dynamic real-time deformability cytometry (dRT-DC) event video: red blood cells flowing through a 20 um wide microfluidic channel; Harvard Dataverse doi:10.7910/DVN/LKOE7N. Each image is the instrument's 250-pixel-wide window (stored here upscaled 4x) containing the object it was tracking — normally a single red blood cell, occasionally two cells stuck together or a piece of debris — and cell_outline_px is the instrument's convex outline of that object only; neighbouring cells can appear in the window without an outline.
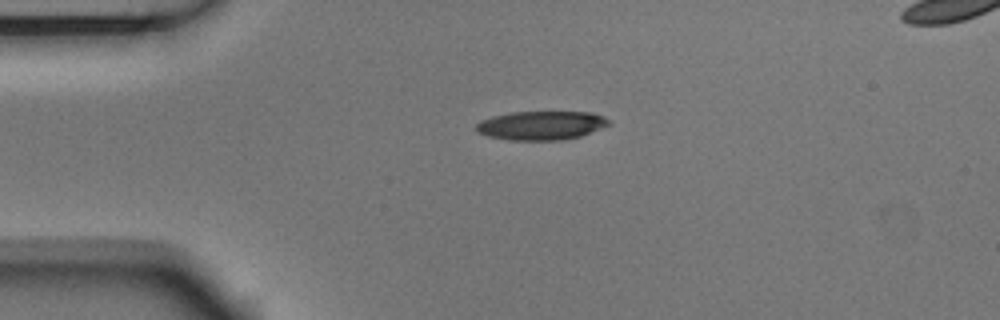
{"species": "Egyptian fruit bat (a non-hibernating species)", "species_latin": "Rousettus aegyptiacus", "temperature_condition": "room temperature", "stored_images_in_passage": 3, "camera_frame_rate_fps": 3000, "um_per_image_px": 0.085, "animal": {"sex": "male"}, "frame": {"image": 1, "passage_image": 1, "time_ms": 0.0, "image_size_px": [1000, 320], "cell_outline_px": [[612, 124], [580, 136], [560, 140], [508, 140], [488, 136], [476, 132], [476, 124], [480, 120], [492, 116], [512, 112], [592, 112], [604, 116], [612, 120]], "centroid_in_image_um": [46.02, 10.66], "position_along_channel_um": 39.0, "area_um2": 22.48}}
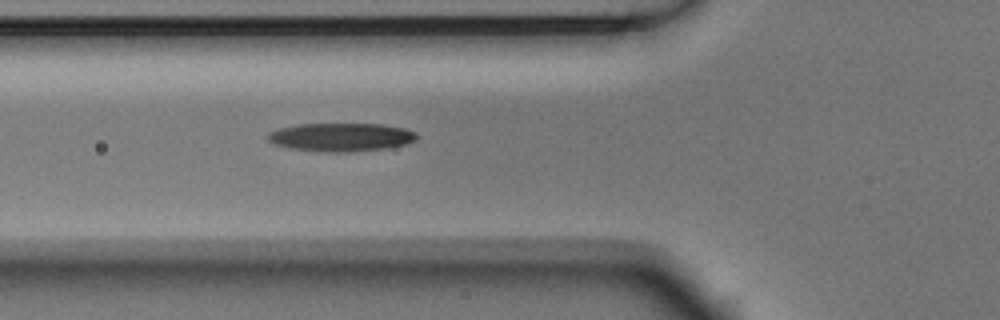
{"frame": {"image": 2, "passage_image": 3, "time_ms": 0.667, "image_size_px": [1000, 320], "cell_outline_px": [[416, 140], [404, 144], [384, 148], [348, 152], [324, 152], [288, 148], [276, 144], [268, 140], [268, 132], [280, 128], [296, 124], [380, 124], [404, 128], [416, 132]], "centroid_in_image_um": [28.96, 11.65], "position_along_channel_um": 96.8, "area_um2": 24.45}}